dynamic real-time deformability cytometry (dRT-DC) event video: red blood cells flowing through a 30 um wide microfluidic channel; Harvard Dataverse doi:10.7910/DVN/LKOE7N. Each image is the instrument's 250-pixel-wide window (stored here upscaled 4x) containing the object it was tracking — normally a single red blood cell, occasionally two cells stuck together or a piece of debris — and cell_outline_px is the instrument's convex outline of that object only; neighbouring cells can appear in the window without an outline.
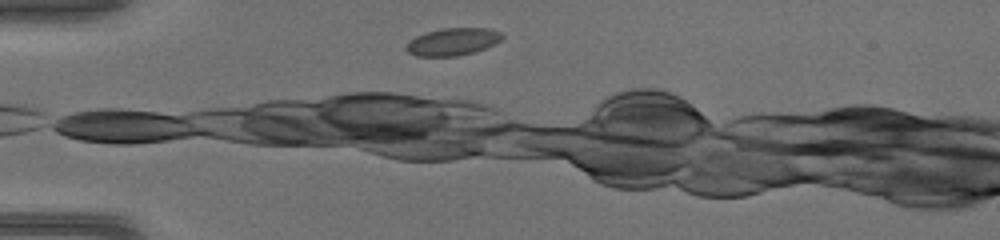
{"species": "common noctule bat (a hibernating species)", "species_latin": "Nyctalus noctula", "temperature_condition": "warm", "stored_images_in_passage": 5, "camera_frame_rate_fps": 3000, "um_per_image_px": 0.085, "animal": {"sex": "female", "body_mass_g": 17.0, "forearm_length_mm": 48.0}, "frame": {"image": 1, "passage_image": 3, "time_ms": 0.667, "image_size_px": [1000, 240], "cell_outline_px": [[504, 36], [496, 44], [472, 52], [456, 56], [416, 56], [408, 52], [404, 48], [416, 36], [440, 28], [488, 28], [500, 32]], "centroid_in_image_um": [38.49, 3.54], "position_along_channel_um": 46.5, "area_um2": 15.14}}